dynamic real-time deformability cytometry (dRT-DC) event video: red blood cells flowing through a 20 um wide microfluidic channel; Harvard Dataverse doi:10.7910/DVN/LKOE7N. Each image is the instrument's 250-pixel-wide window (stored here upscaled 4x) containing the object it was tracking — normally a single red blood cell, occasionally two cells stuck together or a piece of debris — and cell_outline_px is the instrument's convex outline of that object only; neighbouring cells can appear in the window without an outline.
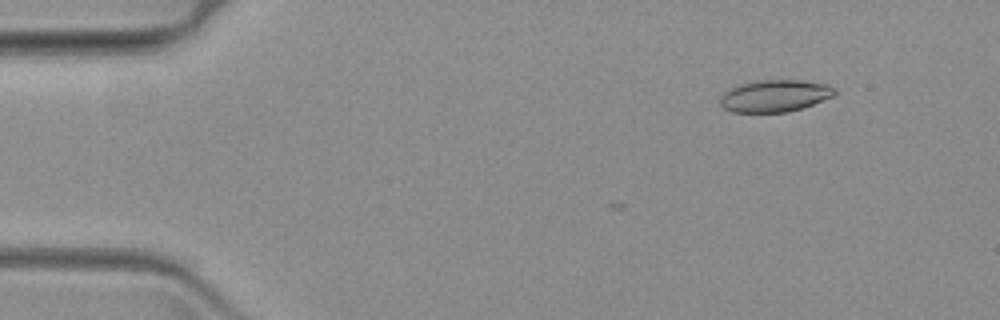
{"species": "common noctule bat (a hibernating species)", "species_latin": "Nyctalus noctula", "temperature_condition": "warm", "stored_images_in_passage": 7, "camera_frame_rate_fps": 3000, "um_per_image_px": 0.085, "animal": {"sex": "female", "body_mass_g": 19.3, "forearm_length_mm": 54.1}, "frame": {"image": 1, "passage_image": 1, "time_ms": 0.0, "image_size_px": [1000, 320], "cell_outline_px": [[836, 92], [832, 96], [812, 104], [788, 112], [732, 112], [724, 108], [720, 104], [720, 96], [724, 92], [740, 84], [760, 80], [796, 80], [828, 84]], "centroid_in_image_um": [65.82, 8.15], "position_along_channel_um": 19.2, "area_um2": 21.04}}